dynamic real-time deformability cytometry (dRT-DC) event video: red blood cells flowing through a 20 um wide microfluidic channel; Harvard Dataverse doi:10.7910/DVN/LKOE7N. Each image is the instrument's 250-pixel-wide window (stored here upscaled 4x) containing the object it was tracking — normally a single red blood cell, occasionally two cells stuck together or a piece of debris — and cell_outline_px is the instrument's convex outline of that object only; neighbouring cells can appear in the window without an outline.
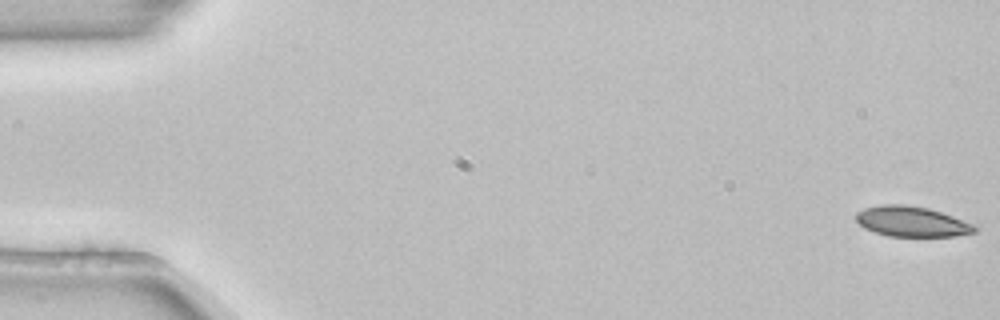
{"species": "common noctule bat (a hibernating species)", "species_latin": "Nyctalus noctula", "temperature_condition": "room temperature", "stored_images_in_passage": 54, "camera_frame_rate_fps": 3000, "um_per_image_px": 0.085, "animal": {"sex": "female", "body_mass_g": 22.7, "forearm_length_mm": 54.2}, "frame": {"image": 1, "passage_image": 1, "time_ms": 0.0, "image_size_px": [1000, 320], "cell_outline_px": [[980, 228], [976, 232], [956, 236], [888, 236], [864, 228], [856, 220], [856, 212], [864, 208], [880, 204], [904, 204], [928, 208], [952, 216], [972, 224]], "centroid_in_image_um": [77.49, 18.83], "position_along_channel_um": 7.5, "area_um2": 20.92}}
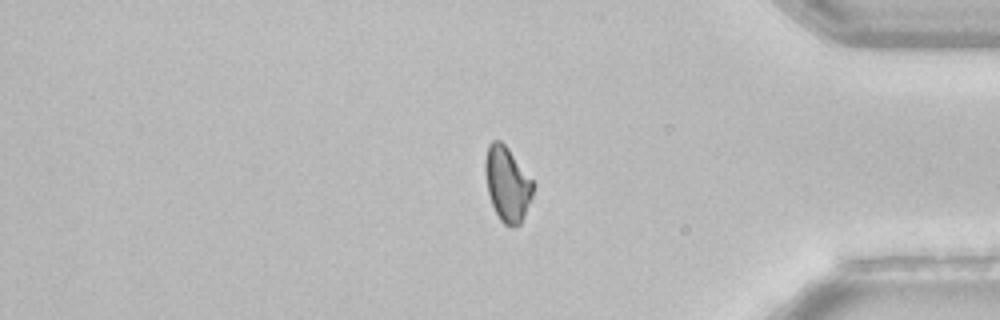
{"frame": {"image": 2, "passage_image": 45, "time_ms": 14.667, "image_size_px": [1000, 320], "cell_outline_px": [[532, 196], [524, 216], [520, 224], [504, 224], [500, 220], [492, 204], [488, 192], [484, 172], [484, 164], [488, 144], [492, 140], [500, 140], [508, 148], [532, 180]], "centroid_in_image_um": [43.08, 15.6], "position_along_channel_um": 392.1, "area_um2": 20.4}}
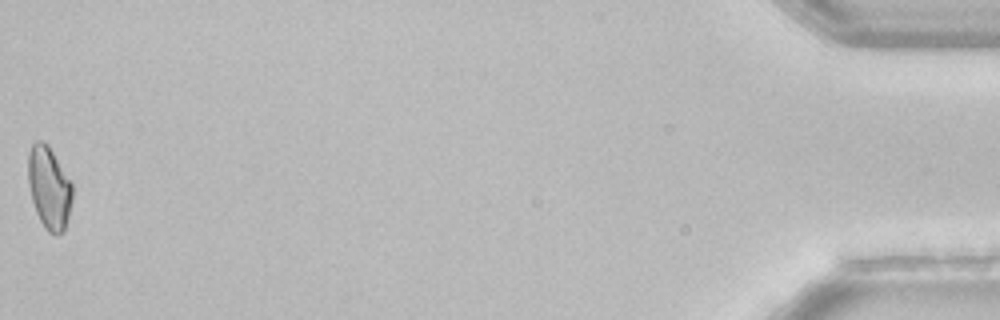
{"frame": {"image": 3, "passage_image": 54, "time_ms": 17.667, "image_size_px": [1000, 320], "cell_outline_px": [[72, 200], [64, 232], [56, 236], [48, 232], [44, 228], [36, 212], [32, 200], [28, 184], [28, 152], [32, 144], [36, 140], [40, 140], [48, 144], [72, 184]], "centroid_in_image_um": [4.16, 15.98], "position_along_channel_um": 431.0, "area_um2": 21.33}}